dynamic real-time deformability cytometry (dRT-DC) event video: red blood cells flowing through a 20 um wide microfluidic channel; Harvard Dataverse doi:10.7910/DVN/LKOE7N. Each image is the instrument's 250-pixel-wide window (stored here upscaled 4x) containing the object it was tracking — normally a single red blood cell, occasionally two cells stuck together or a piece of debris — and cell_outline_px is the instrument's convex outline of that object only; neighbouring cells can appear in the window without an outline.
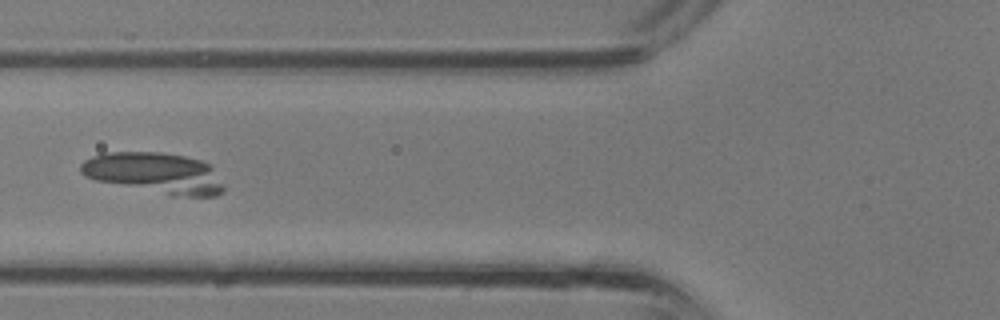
{"species": "common noctule bat (a hibernating species)", "species_latin": "Nyctalus noctula", "temperature_condition": "room temperature", "stored_images_in_passage": 34, "camera_frame_rate_fps": 3000, "um_per_image_px": 0.085, "animal": {"sex": "male", "body_mass_g": 13.3}, "frame": {"image": 1, "passage_image": 12, "time_ms": 3.667, "image_size_px": [1000, 320], "cell_outline_px": [[224, 192], [216, 196], [172, 196], [96, 180], [84, 176], [80, 172], [80, 164], [84, 160], [92, 156], [104, 152], [160, 152], [184, 156], [200, 160], [208, 164], [212, 168], [224, 188]], "centroid_in_image_um": [13.12, 14.71], "position_along_channel_um": 112.7, "area_um2": 33.99}}
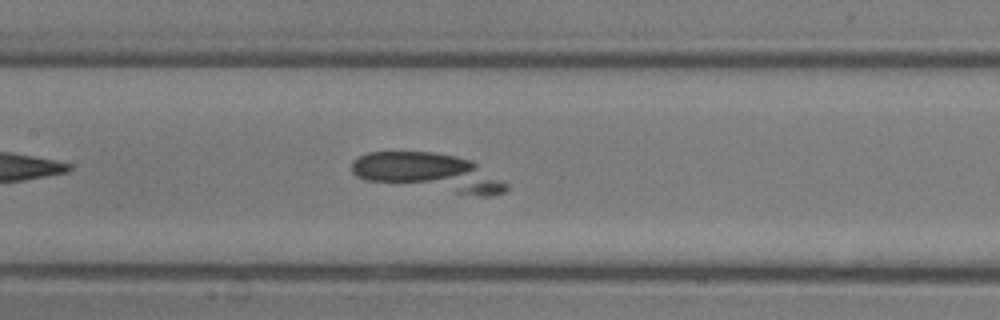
{"frame": {"image": 2, "passage_image": 15, "time_ms": 4.667, "image_size_px": [1000, 320], "cell_outline_px": [[508, 188], [504, 192], [492, 196], [480, 196], [364, 180], [356, 176], [352, 172], [352, 160], [368, 152], [432, 152], [456, 156], [472, 160], [508, 184]], "centroid_in_image_um": [36.43, 14.66], "position_along_channel_um": 171.0, "area_um2": 34.16}}